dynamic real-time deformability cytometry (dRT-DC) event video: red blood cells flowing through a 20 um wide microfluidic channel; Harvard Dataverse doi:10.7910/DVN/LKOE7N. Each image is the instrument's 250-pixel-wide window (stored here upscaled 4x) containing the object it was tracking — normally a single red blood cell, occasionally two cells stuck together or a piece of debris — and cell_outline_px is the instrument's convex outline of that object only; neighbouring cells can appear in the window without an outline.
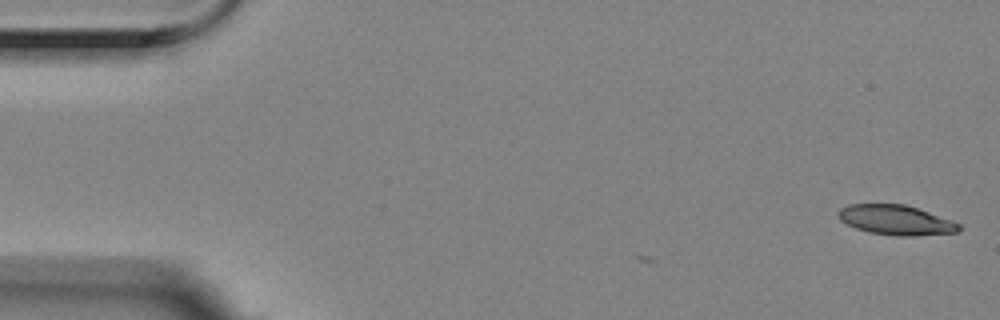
{"species": "Egyptian fruit bat (a non-hibernating species)", "species_latin": "Rousettus aegyptiacus", "temperature_condition": "room temperature", "stored_images_in_passage": 2, "camera_frame_rate_fps": 3000, "um_per_image_px": 0.085, "animal": {"sex": "female"}, "frame": {"image": 1, "passage_image": 2, "time_ms": 0.333, "image_size_px": [1000, 320], "cell_outline_px": [[960, 232], [912, 236], [896, 236], [868, 232], [856, 228], [840, 220], [836, 212], [840, 208], [848, 204], [904, 204], [952, 220], [960, 224]], "centroid_in_image_um": [76.13, 18.7], "position_along_channel_um": 8.9, "area_um2": 20.98}}